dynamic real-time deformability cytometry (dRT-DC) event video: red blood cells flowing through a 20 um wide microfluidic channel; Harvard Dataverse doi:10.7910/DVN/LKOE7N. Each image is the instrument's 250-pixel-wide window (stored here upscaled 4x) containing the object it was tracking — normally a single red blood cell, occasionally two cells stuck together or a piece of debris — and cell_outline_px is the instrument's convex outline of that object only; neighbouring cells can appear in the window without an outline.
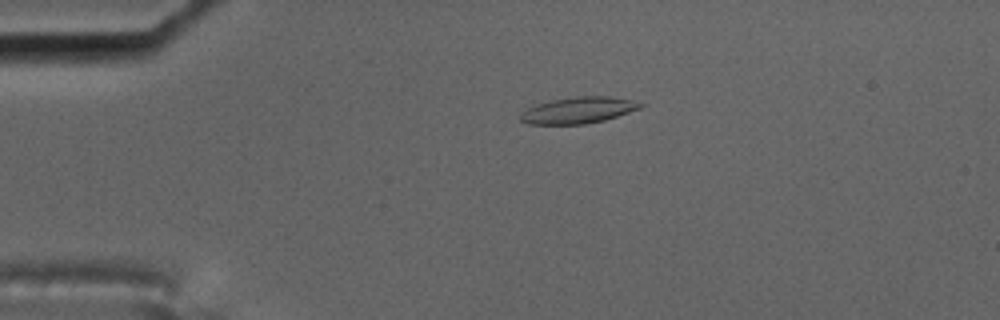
{"species": "common noctule bat (a hibernating species)", "species_latin": "Nyctalus noctula", "temperature_condition": "cold", "stored_images_in_passage": 48, "camera_frame_rate_fps": 3000, "um_per_image_px": 0.085, "animal": {"sex": "male", "body_mass_g": 17.5, "forearm_length_mm": 52.3}, "frame": {"image": 1, "passage_image": 3, "time_ms": 0.667, "image_size_px": [1000, 320], "cell_outline_px": [[644, 104], [640, 108], [604, 120], [584, 124], [528, 124], [520, 120], [520, 112], [536, 104], [552, 100], [576, 96], [608, 96], [628, 100]], "centroid_in_image_um": [49.09, 9.37], "position_along_channel_um": 35.9, "area_um2": 18.15}}
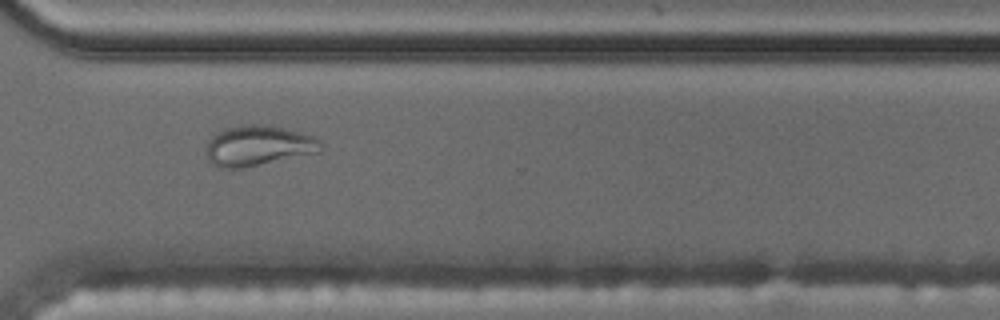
{"frame": {"image": 2, "passage_image": 33, "time_ms": 10.667, "image_size_px": [1000, 320], "cell_outline_px": [[324, 148], [320, 152], [240, 168], [220, 168], [212, 164], [208, 160], [208, 140], [216, 132], [224, 128], [244, 124], [264, 124], [284, 128], [300, 132], [312, 136], [320, 140]], "centroid_in_image_um": [21.96, 12.37], "position_along_channel_um": 348.6, "area_um2": 26.88}}
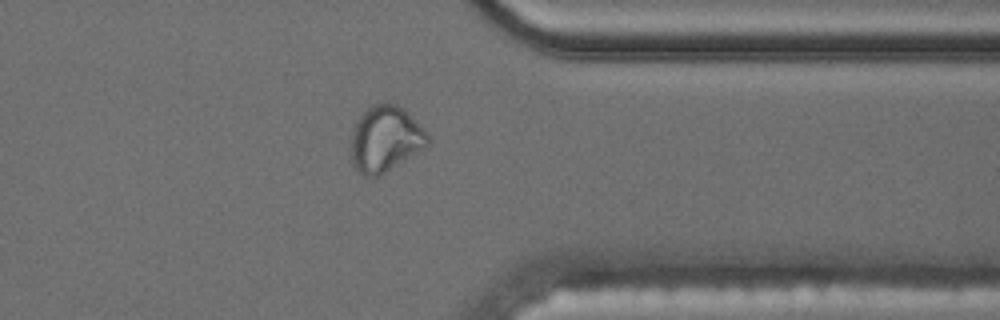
{"frame": {"image": 3, "passage_image": 36, "time_ms": 11.667, "image_size_px": [1000, 320], "cell_outline_px": [[428, 148], [380, 176], [364, 176], [352, 164], [352, 132], [356, 120], [372, 104], [388, 100], [404, 108], [428, 132]], "centroid_in_image_um": [32.8, 11.79], "position_along_channel_um": 378.6, "area_um2": 30.06}, "authors_computed_cell_mechanics": {"area_um2": 19.0162, "velocity_mm_per_s": 3.5227, "shape_relaxation_time_tau1_ms": null, "shape_relaxation_time_tau2_ms": 2.2031, "deformation_change_tau1": null, "deformation_change_tau2": 0.0745}}